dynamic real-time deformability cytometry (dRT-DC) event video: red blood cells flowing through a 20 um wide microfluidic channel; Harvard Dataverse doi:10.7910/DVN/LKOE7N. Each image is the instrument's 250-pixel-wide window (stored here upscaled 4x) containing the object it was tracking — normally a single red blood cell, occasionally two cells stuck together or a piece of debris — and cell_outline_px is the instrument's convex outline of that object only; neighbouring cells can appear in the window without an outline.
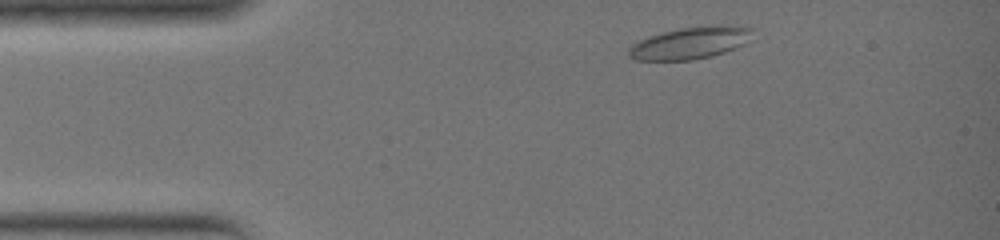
{"species": "common noctule bat (a hibernating species)", "species_latin": "Nyctalus noctula", "temperature_condition": "warm", "stored_images_in_passage": 29, "camera_frame_rate_fps": 3000, "um_per_image_px": 0.085, "animal": {"sex": "female", "body_mass_g": 19.0, "forearm_length_mm": 51.5}, "frame": {"image": 1, "passage_image": 3, "time_ms": 0.667, "image_size_px": [1000, 240], "cell_outline_px": [[756, 28], [744, 44], [724, 52], [712, 56], [692, 60], [636, 60], [628, 56], [628, 48], [632, 44], [648, 36], [680, 28], [720, 24]], "centroid_in_image_um": [58.67, 3.64], "position_along_channel_um": 26.3, "area_um2": 23.12}}
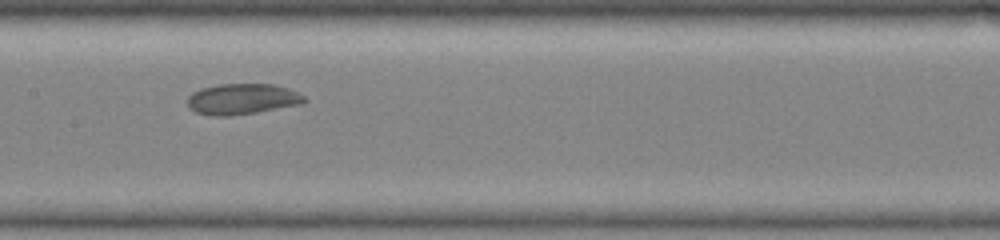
{"frame": {"image": 2, "passage_image": 15, "time_ms": 4.667, "image_size_px": [1000, 240], "cell_outline_px": [[308, 100], [300, 104], [256, 112], [228, 116], [212, 116], [196, 112], [188, 108], [188, 96], [192, 92], [200, 88], [216, 84], [276, 84], [288, 88], [304, 96]], "centroid_in_image_um": [20.55, 8.41], "position_along_channel_um": 186.8, "area_um2": 21.04}}
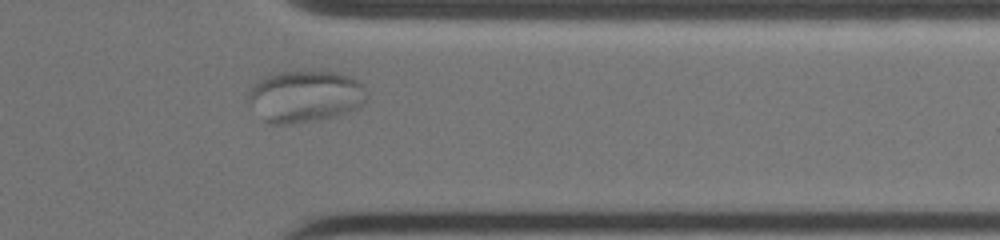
{"frame": {"image": 3, "passage_image": 26, "time_ms": 8.333, "image_size_px": [1000, 240], "cell_outline_px": [[368, 100], [356, 108], [348, 112], [320, 120], [288, 124], [268, 124], [244, 100], [248, 92], [264, 76], [276, 72], [336, 72], [352, 76], [364, 88]], "centroid_in_image_um": [25.9, 8.2], "position_along_channel_um": 385.5, "area_um2": 35.89}}